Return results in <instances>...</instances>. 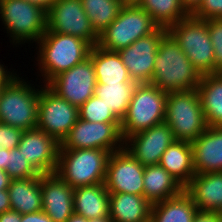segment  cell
<instances>
[{"instance_id":"cell-1","label":"cell","mask_w":222,"mask_h":222,"mask_svg":"<svg viewBox=\"0 0 222 222\" xmlns=\"http://www.w3.org/2000/svg\"><path fill=\"white\" fill-rule=\"evenodd\" d=\"M201 77L177 41L167 32L159 44L153 75L148 84L167 93L194 90L200 83Z\"/></svg>"},{"instance_id":"cell-2","label":"cell","mask_w":222,"mask_h":222,"mask_svg":"<svg viewBox=\"0 0 222 222\" xmlns=\"http://www.w3.org/2000/svg\"><path fill=\"white\" fill-rule=\"evenodd\" d=\"M39 54L37 61L46 85L57 75L63 73L89 57L92 46L85 40L48 29L37 42Z\"/></svg>"},{"instance_id":"cell-3","label":"cell","mask_w":222,"mask_h":222,"mask_svg":"<svg viewBox=\"0 0 222 222\" xmlns=\"http://www.w3.org/2000/svg\"><path fill=\"white\" fill-rule=\"evenodd\" d=\"M109 155L104 149H59L55 173L72 188L104 183Z\"/></svg>"},{"instance_id":"cell-4","label":"cell","mask_w":222,"mask_h":222,"mask_svg":"<svg viewBox=\"0 0 222 222\" xmlns=\"http://www.w3.org/2000/svg\"><path fill=\"white\" fill-rule=\"evenodd\" d=\"M165 123L176 140L192 143L207 128L197 89L167 93Z\"/></svg>"},{"instance_id":"cell-5","label":"cell","mask_w":222,"mask_h":222,"mask_svg":"<svg viewBox=\"0 0 222 222\" xmlns=\"http://www.w3.org/2000/svg\"><path fill=\"white\" fill-rule=\"evenodd\" d=\"M166 99V91L148 83L137 84L126 115L121 121L122 138L163 123Z\"/></svg>"},{"instance_id":"cell-6","label":"cell","mask_w":222,"mask_h":222,"mask_svg":"<svg viewBox=\"0 0 222 222\" xmlns=\"http://www.w3.org/2000/svg\"><path fill=\"white\" fill-rule=\"evenodd\" d=\"M20 79L0 91V123L26 131L37 127L40 90Z\"/></svg>"},{"instance_id":"cell-7","label":"cell","mask_w":222,"mask_h":222,"mask_svg":"<svg viewBox=\"0 0 222 222\" xmlns=\"http://www.w3.org/2000/svg\"><path fill=\"white\" fill-rule=\"evenodd\" d=\"M158 28L151 15L137 4H124L117 18L99 34L97 46L118 52Z\"/></svg>"},{"instance_id":"cell-8","label":"cell","mask_w":222,"mask_h":222,"mask_svg":"<svg viewBox=\"0 0 222 222\" xmlns=\"http://www.w3.org/2000/svg\"><path fill=\"white\" fill-rule=\"evenodd\" d=\"M167 31L177 41L201 76L215 73L213 44L206 20L189 15L171 25Z\"/></svg>"},{"instance_id":"cell-9","label":"cell","mask_w":222,"mask_h":222,"mask_svg":"<svg viewBox=\"0 0 222 222\" xmlns=\"http://www.w3.org/2000/svg\"><path fill=\"white\" fill-rule=\"evenodd\" d=\"M0 16L15 44L38 42L47 30V13L25 0H0Z\"/></svg>"},{"instance_id":"cell-10","label":"cell","mask_w":222,"mask_h":222,"mask_svg":"<svg viewBox=\"0 0 222 222\" xmlns=\"http://www.w3.org/2000/svg\"><path fill=\"white\" fill-rule=\"evenodd\" d=\"M122 148L121 123L89 122L78 118L59 149H104L113 153Z\"/></svg>"},{"instance_id":"cell-11","label":"cell","mask_w":222,"mask_h":222,"mask_svg":"<svg viewBox=\"0 0 222 222\" xmlns=\"http://www.w3.org/2000/svg\"><path fill=\"white\" fill-rule=\"evenodd\" d=\"M43 88L40 89L37 128L61 143L79 118L78 107L58 96L46 84Z\"/></svg>"},{"instance_id":"cell-12","label":"cell","mask_w":222,"mask_h":222,"mask_svg":"<svg viewBox=\"0 0 222 222\" xmlns=\"http://www.w3.org/2000/svg\"><path fill=\"white\" fill-rule=\"evenodd\" d=\"M47 29L79 37L92 47L98 44L99 35L93 29L81 0H57L47 12Z\"/></svg>"},{"instance_id":"cell-13","label":"cell","mask_w":222,"mask_h":222,"mask_svg":"<svg viewBox=\"0 0 222 222\" xmlns=\"http://www.w3.org/2000/svg\"><path fill=\"white\" fill-rule=\"evenodd\" d=\"M144 169L145 167L124 148L110 153L104 181L107 191L143 195Z\"/></svg>"},{"instance_id":"cell-14","label":"cell","mask_w":222,"mask_h":222,"mask_svg":"<svg viewBox=\"0 0 222 222\" xmlns=\"http://www.w3.org/2000/svg\"><path fill=\"white\" fill-rule=\"evenodd\" d=\"M96 84L92 59L88 57L55 76L47 86L58 96L79 108L95 94Z\"/></svg>"},{"instance_id":"cell-15","label":"cell","mask_w":222,"mask_h":222,"mask_svg":"<svg viewBox=\"0 0 222 222\" xmlns=\"http://www.w3.org/2000/svg\"><path fill=\"white\" fill-rule=\"evenodd\" d=\"M167 32V28L159 27L152 34L118 51L133 81L138 84L150 82L159 44Z\"/></svg>"},{"instance_id":"cell-16","label":"cell","mask_w":222,"mask_h":222,"mask_svg":"<svg viewBox=\"0 0 222 222\" xmlns=\"http://www.w3.org/2000/svg\"><path fill=\"white\" fill-rule=\"evenodd\" d=\"M175 140L168 124L163 122L126 137L124 149L144 167L159 165L162 154Z\"/></svg>"},{"instance_id":"cell-17","label":"cell","mask_w":222,"mask_h":222,"mask_svg":"<svg viewBox=\"0 0 222 222\" xmlns=\"http://www.w3.org/2000/svg\"><path fill=\"white\" fill-rule=\"evenodd\" d=\"M60 143L39 128L23 131L18 144L25 159L40 173H55Z\"/></svg>"},{"instance_id":"cell-18","label":"cell","mask_w":222,"mask_h":222,"mask_svg":"<svg viewBox=\"0 0 222 222\" xmlns=\"http://www.w3.org/2000/svg\"><path fill=\"white\" fill-rule=\"evenodd\" d=\"M73 190L56 173L41 174L42 211L53 222H66L74 213Z\"/></svg>"},{"instance_id":"cell-19","label":"cell","mask_w":222,"mask_h":222,"mask_svg":"<svg viewBox=\"0 0 222 222\" xmlns=\"http://www.w3.org/2000/svg\"><path fill=\"white\" fill-rule=\"evenodd\" d=\"M191 146L195 174L222 172V126H208Z\"/></svg>"},{"instance_id":"cell-20","label":"cell","mask_w":222,"mask_h":222,"mask_svg":"<svg viewBox=\"0 0 222 222\" xmlns=\"http://www.w3.org/2000/svg\"><path fill=\"white\" fill-rule=\"evenodd\" d=\"M184 191L197 210L222 212V172L195 174Z\"/></svg>"},{"instance_id":"cell-21","label":"cell","mask_w":222,"mask_h":222,"mask_svg":"<svg viewBox=\"0 0 222 222\" xmlns=\"http://www.w3.org/2000/svg\"><path fill=\"white\" fill-rule=\"evenodd\" d=\"M152 205L144 195L110 193L109 218L112 222H149Z\"/></svg>"},{"instance_id":"cell-22","label":"cell","mask_w":222,"mask_h":222,"mask_svg":"<svg viewBox=\"0 0 222 222\" xmlns=\"http://www.w3.org/2000/svg\"><path fill=\"white\" fill-rule=\"evenodd\" d=\"M97 84L137 83L130 78L118 52L97 45L90 50Z\"/></svg>"},{"instance_id":"cell-23","label":"cell","mask_w":222,"mask_h":222,"mask_svg":"<svg viewBox=\"0 0 222 222\" xmlns=\"http://www.w3.org/2000/svg\"><path fill=\"white\" fill-rule=\"evenodd\" d=\"M109 195L104 183L74 188V213L85 219L109 217Z\"/></svg>"},{"instance_id":"cell-24","label":"cell","mask_w":222,"mask_h":222,"mask_svg":"<svg viewBox=\"0 0 222 222\" xmlns=\"http://www.w3.org/2000/svg\"><path fill=\"white\" fill-rule=\"evenodd\" d=\"M159 165L185 187L195 175L191 143L175 140L162 154Z\"/></svg>"},{"instance_id":"cell-25","label":"cell","mask_w":222,"mask_h":222,"mask_svg":"<svg viewBox=\"0 0 222 222\" xmlns=\"http://www.w3.org/2000/svg\"><path fill=\"white\" fill-rule=\"evenodd\" d=\"M143 195L152 204L173 198L184 191V187L160 165L145 166Z\"/></svg>"},{"instance_id":"cell-26","label":"cell","mask_w":222,"mask_h":222,"mask_svg":"<svg viewBox=\"0 0 222 222\" xmlns=\"http://www.w3.org/2000/svg\"><path fill=\"white\" fill-rule=\"evenodd\" d=\"M7 191L12 210L21 215L42 211L41 175L11 180Z\"/></svg>"},{"instance_id":"cell-27","label":"cell","mask_w":222,"mask_h":222,"mask_svg":"<svg viewBox=\"0 0 222 222\" xmlns=\"http://www.w3.org/2000/svg\"><path fill=\"white\" fill-rule=\"evenodd\" d=\"M208 126H222V73L203 75L197 86Z\"/></svg>"},{"instance_id":"cell-28","label":"cell","mask_w":222,"mask_h":222,"mask_svg":"<svg viewBox=\"0 0 222 222\" xmlns=\"http://www.w3.org/2000/svg\"><path fill=\"white\" fill-rule=\"evenodd\" d=\"M197 212L196 205L190 196L183 191L181 194L153 203L151 222H192Z\"/></svg>"},{"instance_id":"cell-29","label":"cell","mask_w":222,"mask_h":222,"mask_svg":"<svg viewBox=\"0 0 222 222\" xmlns=\"http://www.w3.org/2000/svg\"><path fill=\"white\" fill-rule=\"evenodd\" d=\"M137 5L149 13L159 27L167 29L189 16L180 0H139Z\"/></svg>"},{"instance_id":"cell-30","label":"cell","mask_w":222,"mask_h":222,"mask_svg":"<svg viewBox=\"0 0 222 222\" xmlns=\"http://www.w3.org/2000/svg\"><path fill=\"white\" fill-rule=\"evenodd\" d=\"M138 83L96 84L95 96L103 99L114 115L122 121L125 117L133 91Z\"/></svg>"},{"instance_id":"cell-31","label":"cell","mask_w":222,"mask_h":222,"mask_svg":"<svg viewBox=\"0 0 222 222\" xmlns=\"http://www.w3.org/2000/svg\"><path fill=\"white\" fill-rule=\"evenodd\" d=\"M81 2L98 35L117 18L124 6L121 0H81Z\"/></svg>"},{"instance_id":"cell-32","label":"cell","mask_w":222,"mask_h":222,"mask_svg":"<svg viewBox=\"0 0 222 222\" xmlns=\"http://www.w3.org/2000/svg\"><path fill=\"white\" fill-rule=\"evenodd\" d=\"M79 118L89 122L121 123L103 99L93 95L78 108Z\"/></svg>"},{"instance_id":"cell-33","label":"cell","mask_w":222,"mask_h":222,"mask_svg":"<svg viewBox=\"0 0 222 222\" xmlns=\"http://www.w3.org/2000/svg\"><path fill=\"white\" fill-rule=\"evenodd\" d=\"M11 180L38 177L41 174L25 159L18 147L8 150V167L5 170Z\"/></svg>"},{"instance_id":"cell-34","label":"cell","mask_w":222,"mask_h":222,"mask_svg":"<svg viewBox=\"0 0 222 222\" xmlns=\"http://www.w3.org/2000/svg\"><path fill=\"white\" fill-rule=\"evenodd\" d=\"M206 24L213 44L215 73H222V19H208Z\"/></svg>"},{"instance_id":"cell-35","label":"cell","mask_w":222,"mask_h":222,"mask_svg":"<svg viewBox=\"0 0 222 222\" xmlns=\"http://www.w3.org/2000/svg\"><path fill=\"white\" fill-rule=\"evenodd\" d=\"M192 16L200 20L222 19V0H203Z\"/></svg>"},{"instance_id":"cell-36","label":"cell","mask_w":222,"mask_h":222,"mask_svg":"<svg viewBox=\"0 0 222 222\" xmlns=\"http://www.w3.org/2000/svg\"><path fill=\"white\" fill-rule=\"evenodd\" d=\"M23 130L0 123V148L14 149L20 143Z\"/></svg>"},{"instance_id":"cell-37","label":"cell","mask_w":222,"mask_h":222,"mask_svg":"<svg viewBox=\"0 0 222 222\" xmlns=\"http://www.w3.org/2000/svg\"><path fill=\"white\" fill-rule=\"evenodd\" d=\"M21 222H53L43 211L32 212L21 215Z\"/></svg>"},{"instance_id":"cell-38","label":"cell","mask_w":222,"mask_h":222,"mask_svg":"<svg viewBox=\"0 0 222 222\" xmlns=\"http://www.w3.org/2000/svg\"><path fill=\"white\" fill-rule=\"evenodd\" d=\"M218 212L197 210L192 222H217Z\"/></svg>"},{"instance_id":"cell-39","label":"cell","mask_w":222,"mask_h":222,"mask_svg":"<svg viewBox=\"0 0 222 222\" xmlns=\"http://www.w3.org/2000/svg\"><path fill=\"white\" fill-rule=\"evenodd\" d=\"M0 222H21V214L15 210H7L0 214Z\"/></svg>"},{"instance_id":"cell-40","label":"cell","mask_w":222,"mask_h":222,"mask_svg":"<svg viewBox=\"0 0 222 222\" xmlns=\"http://www.w3.org/2000/svg\"><path fill=\"white\" fill-rule=\"evenodd\" d=\"M203 0H180L182 7L185 11L192 15L202 4Z\"/></svg>"},{"instance_id":"cell-41","label":"cell","mask_w":222,"mask_h":222,"mask_svg":"<svg viewBox=\"0 0 222 222\" xmlns=\"http://www.w3.org/2000/svg\"><path fill=\"white\" fill-rule=\"evenodd\" d=\"M16 76H14L11 72H7L4 66L0 64V87H4L8 85Z\"/></svg>"},{"instance_id":"cell-42","label":"cell","mask_w":222,"mask_h":222,"mask_svg":"<svg viewBox=\"0 0 222 222\" xmlns=\"http://www.w3.org/2000/svg\"><path fill=\"white\" fill-rule=\"evenodd\" d=\"M9 194L7 190L0 191V214L10 210Z\"/></svg>"},{"instance_id":"cell-43","label":"cell","mask_w":222,"mask_h":222,"mask_svg":"<svg viewBox=\"0 0 222 222\" xmlns=\"http://www.w3.org/2000/svg\"><path fill=\"white\" fill-rule=\"evenodd\" d=\"M25 1H28L34 5L39 6L47 13L57 0H25Z\"/></svg>"},{"instance_id":"cell-44","label":"cell","mask_w":222,"mask_h":222,"mask_svg":"<svg viewBox=\"0 0 222 222\" xmlns=\"http://www.w3.org/2000/svg\"><path fill=\"white\" fill-rule=\"evenodd\" d=\"M11 179L5 170L0 169V191L7 190Z\"/></svg>"},{"instance_id":"cell-45","label":"cell","mask_w":222,"mask_h":222,"mask_svg":"<svg viewBox=\"0 0 222 222\" xmlns=\"http://www.w3.org/2000/svg\"><path fill=\"white\" fill-rule=\"evenodd\" d=\"M8 167V149L0 148V169L6 170Z\"/></svg>"},{"instance_id":"cell-46","label":"cell","mask_w":222,"mask_h":222,"mask_svg":"<svg viewBox=\"0 0 222 222\" xmlns=\"http://www.w3.org/2000/svg\"><path fill=\"white\" fill-rule=\"evenodd\" d=\"M66 222H86L83 216L73 213Z\"/></svg>"},{"instance_id":"cell-47","label":"cell","mask_w":222,"mask_h":222,"mask_svg":"<svg viewBox=\"0 0 222 222\" xmlns=\"http://www.w3.org/2000/svg\"><path fill=\"white\" fill-rule=\"evenodd\" d=\"M86 222H112L109 217L86 219Z\"/></svg>"},{"instance_id":"cell-48","label":"cell","mask_w":222,"mask_h":222,"mask_svg":"<svg viewBox=\"0 0 222 222\" xmlns=\"http://www.w3.org/2000/svg\"><path fill=\"white\" fill-rule=\"evenodd\" d=\"M124 4H137L139 0H121Z\"/></svg>"},{"instance_id":"cell-49","label":"cell","mask_w":222,"mask_h":222,"mask_svg":"<svg viewBox=\"0 0 222 222\" xmlns=\"http://www.w3.org/2000/svg\"><path fill=\"white\" fill-rule=\"evenodd\" d=\"M217 222H222V212H218V221Z\"/></svg>"}]
</instances>
